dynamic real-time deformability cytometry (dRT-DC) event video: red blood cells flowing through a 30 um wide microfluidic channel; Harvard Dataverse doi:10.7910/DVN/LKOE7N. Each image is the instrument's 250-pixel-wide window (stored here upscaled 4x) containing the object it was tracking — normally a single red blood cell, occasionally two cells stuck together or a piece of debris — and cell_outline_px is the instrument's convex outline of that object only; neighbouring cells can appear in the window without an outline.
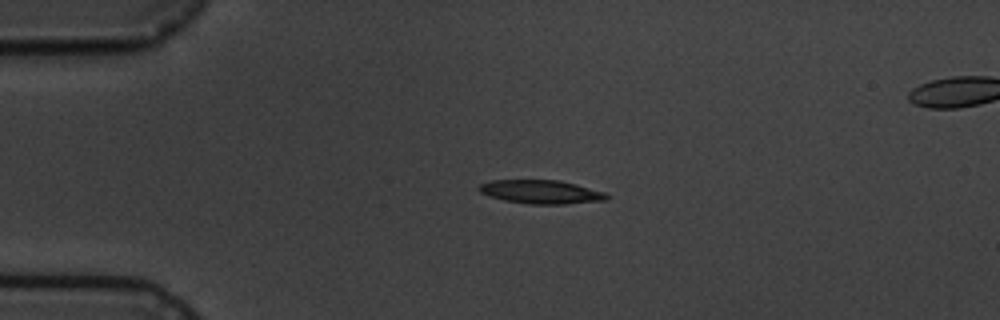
{"species": "common noctule bat (a hibernating species)", "species_latin": "Nyctalus noctula", "temperature_condition": "cold", "stored_images_in_passage": 4, "segment_of_instrument_passage": [1, 2], "camera_frame_rate_fps": 3000, "um_per_image_px": 0.085, "animal": {"sex": "male", "body_mass_g": 19.5, "forearm_length_mm": 54.6}, "frame": {"image": 1, "passage_image": 2, "time_ms": 2.0, "image_size_px": [1000, 320], "cell_outline_px": [[608, 200], [564, 204], [528, 204], [504, 200], [488, 196], [480, 192], [476, 188], [480, 184], [492, 180], [560, 180], [576, 184], [604, 192], [608, 196]], "centroid_in_image_um": [45.96, 16.31], "position_along_channel_um": 39.0, "area_um2": 17.63}}